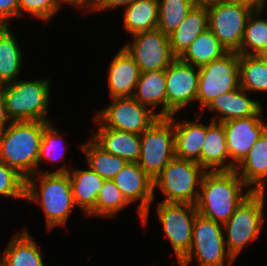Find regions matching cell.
<instances>
[{"label": "cell", "instance_id": "4", "mask_svg": "<svg viewBox=\"0 0 267 266\" xmlns=\"http://www.w3.org/2000/svg\"><path fill=\"white\" fill-rule=\"evenodd\" d=\"M49 79L16 80L3 85L7 114L11 121H44L47 118L50 101Z\"/></svg>", "mask_w": 267, "mask_h": 266}, {"label": "cell", "instance_id": "33", "mask_svg": "<svg viewBox=\"0 0 267 266\" xmlns=\"http://www.w3.org/2000/svg\"><path fill=\"white\" fill-rule=\"evenodd\" d=\"M158 27L165 35H170L184 21L196 5L191 0H158Z\"/></svg>", "mask_w": 267, "mask_h": 266}, {"label": "cell", "instance_id": "39", "mask_svg": "<svg viewBox=\"0 0 267 266\" xmlns=\"http://www.w3.org/2000/svg\"><path fill=\"white\" fill-rule=\"evenodd\" d=\"M136 0H98V2L90 9L91 11H106L116 7H127Z\"/></svg>", "mask_w": 267, "mask_h": 266}, {"label": "cell", "instance_id": "3", "mask_svg": "<svg viewBox=\"0 0 267 266\" xmlns=\"http://www.w3.org/2000/svg\"><path fill=\"white\" fill-rule=\"evenodd\" d=\"M68 171L64 166L54 172L45 171L44 174L38 171L39 174L26 179L25 200L41 204L49 230L57 225H66L71 210L76 207ZM37 175L40 178L38 183L34 179Z\"/></svg>", "mask_w": 267, "mask_h": 266}, {"label": "cell", "instance_id": "25", "mask_svg": "<svg viewBox=\"0 0 267 266\" xmlns=\"http://www.w3.org/2000/svg\"><path fill=\"white\" fill-rule=\"evenodd\" d=\"M207 28V5H195L180 26L169 35L173 55L179 58L197 36Z\"/></svg>", "mask_w": 267, "mask_h": 266}, {"label": "cell", "instance_id": "45", "mask_svg": "<svg viewBox=\"0 0 267 266\" xmlns=\"http://www.w3.org/2000/svg\"><path fill=\"white\" fill-rule=\"evenodd\" d=\"M266 2H267V0H262L261 1V4L265 6L266 5Z\"/></svg>", "mask_w": 267, "mask_h": 266}, {"label": "cell", "instance_id": "22", "mask_svg": "<svg viewBox=\"0 0 267 266\" xmlns=\"http://www.w3.org/2000/svg\"><path fill=\"white\" fill-rule=\"evenodd\" d=\"M175 123V157L196 162L200 165L202 144L206 137V125L196 121L175 122L173 115L169 117Z\"/></svg>", "mask_w": 267, "mask_h": 266}, {"label": "cell", "instance_id": "6", "mask_svg": "<svg viewBox=\"0 0 267 266\" xmlns=\"http://www.w3.org/2000/svg\"><path fill=\"white\" fill-rule=\"evenodd\" d=\"M223 224L197 213L193 225L192 245L189 252L179 261L180 266H187L193 258L198 266H231L234 258L225 245ZM194 256V257H193Z\"/></svg>", "mask_w": 267, "mask_h": 266}, {"label": "cell", "instance_id": "12", "mask_svg": "<svg viewBox=\"0 0 267 266\" xmlns=\"http://www.w3.org/2000/svg\"><path fill=\"white\" fill-rule=\"evenodd\" d=\"M157 214L179 262L190 250L196 206L186 203L158 204Z\"/></svg>", "mask_w": 267, "mask_h": 266}, {"label": "cell", "instance_id": "17", "mask_svg": "<svg viewBox=\"0 0 267 266\" xmlns=\"http://www.w3.org/2000/svg\"><path fill=\"white\" fill-rule=\"evenodd\" d=\"M110 64L108 73L110 96L132 97L141 73L138 65L123 47Z\"/></svg>", "mask_w": 267, "mask_h": 266}, {"label": "cell", "instance_id": "31", "mask_svg": "<svg viewBox=\"0 0 267 266\" xmlns=\"http://www.w3.org/2000/svg\"><path fill=\"white\" fill-rule=\"evenodd\" d=\"M264 7L260 4L250 14L237 51L239 54L260 55L267 49V20L260 19L259 16Z\"/></svg>", "mask_w": 267, "mask_h": 266}, {"label": "cell", "instance_id": "5", "mask_svg": "<svg viewBox=\"0 0 267 266\" xmlns=\"http://www.w3.org/2000/svg\"><path fill=\"white\" fill-rule=\"evenodd\" d=\"M198 163L179 158L172 159L155 177L154 189L160 188L166 196L163 202L194 204L197 202L204 174Z\"/></svg>", "mask_w": 267, "mask_h": 266}, {"label": "cell", "instance_id": "30", "mask_svg": "<svg viewBox=\"0 0 267 266\" xmlns=\"http://www.w3.org/2000/svg\"><path fill=\"white\" fill-rule=\"evenodd\" d=\"M81 150L87 157L88 167L98 173L104 180L113 179L128 163L127 160L105 151L92 138L81 145Z\"/></svg>", "mask_w": 267, "mask_h": 266}, {"label": "cell", "instance_id": "7", "mask_svg": "<svg viewBox=\"0 0 267 266\" xmlns=\"http://www.w3.org/2000/svg\"><path fill=\"white\" fill-rule=\"evenodd\" d=\"M265 191H252L236 208L230 219L223 224L227 231V250L235 259L244 246L256 240L263 225Z\"/></svg>", "mask_w": 267, "mask_h": 266}, {"label": "cell", "instance_id": "14", "mask_svg": "<svg viewBox=\"0 0 267 266\" xmlns=\"http://www.w3.org/2000/svg\"><path fill=\"white\" fill-rule=\"evenodd\" d=\"M167 117L196 101L199 84V67L182 62L179 58L165 69Z\"/></svg>", "mask_w": 267, "mask_h": 266}, {"label": "cell", "instance_id": "38", "mask_svg": "<svg viewBox=\"0 0 267 266\" xmlns=\"http://www.w3.org/2000/svg\"><path fill=\"white\" fill-rule=\"evenodd\" d=\"M19 17L18 0H0V26L9 25V19Z\"/></svg>", "mask_w": 267, "mask_h": 266}, {"label": "cell", "instance_id": "9", "mask_svg": "<svg viewBox=\"0 0 267 266\" xmlns=\"http://www.w3.org/2000/svg\"><path fill=\"white\" fill-rule=\"evenodd\" d=\"M259 5L213 0L207 4L208 28L228 52L240 49L248 18Z\"/></svg>", "mask_w": 267, "mask_h": 266}, {"label": "cell", "instance_id": "28", "mask_svg": "<svg viewBox=\"0 0 267 266\" xmlns=\"http://www.w3.org/2000/svg\"><path fill=\"white\" fill-rule=\"evenodd\" d=\"M9 25L0 26V85L16 81L21 65L22 52Z\"/></svg>", "mask_w": 267, "mask_h": 266}, {"label": "cell", "instance_id": "15", "mask_svg": "<svg viewBox=\"0 0 267 266\" xmlns=\"http://www.w3.org/2000/svg\"><path fill=\"white\" fill-rule=\"evenodd\" d=\"M262 109L251 117L233 119L223 122L227 150L231 159V170L245 158L255 142L267 129V123L260 118L263 116Z\"/></svg>", "mask_w": 267, "mask_h": 266}, {"label": "cell", "instance_id": "13", "mask_svg": "<svg viewBox=\"0 0 267 266\" xmlns=\"http://www.w3.org/2000/svg\"><path fill=\"white\" fill-rule=\"evenodd\" d=\"M135 40L123 48L133 58L141 73L166 69L176 58L170 48L169 36L156 29L132 35Z\"/></svg>", "mask_w": 267, "mask_h": 266}, {"label": "cell", "instance_id": "34", "mask_svg": "<svg viewBox=\"0 0 267 266\" xmlns=\"http://www.w3.org/2000/svg\"><path fill=\"white\" fill-rule=\"evenodd\" d=\"M130 204L112 179L104 180L95 204V216L115 217Z\"/></svg>", "mask_w": 267, "mask_h": 266}, {"label": "cell", "instance_id": "1", "mask_svg": "<svg viewBox=\"0 0 267 266\" xmlns=\"http://www.w3.org/2000/svg\"><path fill=\"white\" fill-rule=\"evenodd\" d=\"M239 177L236 170L207 171L202 179L197 202V212L216 222L224 224L234 214L236 208L253 191Z\"/></svg>", "mask_w": 267, "mask_h": 266}, {"label": "cell", "instance_id": "32", "mask_svg": "<svg viewBox=\"0 0 267 266\" xmlns=\"http://www.w3.org/2000/svg\"><path fill=\"white\" fill-rule=\"evenodd\" d=\"M240 87L248 91H267V62L260 55L239 54Z\"/></svg>", "mask_w": 267, "mask_h": 266}, {"label": "cell", "instance_id": "21", "mask_svg": "<svg viewBox=\"0 0 267 266\" xmlns=\"http://www.w3.org/2000/svg\"><path fill=\"white\" fill-rule=\"evenodd\" d=\"M228 159L230 158L224 126L222 123L214 122L211 119L209 125L206 126V137L201 148L200 166L206 171H231V163H224Z\"/></svg>", "mask_w": 267, "mask_h": 266}, {"label": "cell", "instance_id": "16", "mask_svg": "<svg viewBox=\"0 0 267 266\" xmlns=\"http://www.w3.org/2000/svg\"><path fill=\"white\" fill-rule=\"evenodd\" d=\"M112 180L129 203L140 199L137 211L146 224L155 195L154 180L136 162H128Z\"/></svg>", "mask_w": 267, "mask_h": 266}, {"label": "cell", "instance_id": "19", "mask_svg": "<svg viewBox=\"0 0 267 266\" xmlns=\"http://www.w3.org/2000/svg\"><path fill=\"white\" fill-rule=\"evenodd\" d=\"M94 121L99 127L91 138L100 147L128 162H138L141 149L139 134L104 127L95 118Z\"/></svg>", "mask_w": 267, "mask_h": 266}, {"label": "cell", "instance_id": "43", "mask_svg": "<svg viewBox=\"0 0 267 266\" xmlns=\"http://www.w3.org/2000/svg\"><path fill=\"white\" fill-rule=\"evenodd\" d=\"M196 5H207L211 0H191Z\"/></svg>", "mask_w": 267, "mask_h": 266}, {"label": "cell", "instance_id": "11", "mask_svg": "<svg viewBox=\"0 0 267 266\" xmlns=\"http://www.w3.org/2000/svg\"><path fill=\"white\" fill-rule=\"evenodd\" d=\"M98 115L96 121L104 127L132 132L141 135L159 117L146 106L141 105L133 97H117Z\"/></svg>", "mask_w": 267, "mask_h": 266}, {"label": "cell", "instance_id": "27", "mask_svg": "<svg viewBox=\"0 0 267 266\" xmlns=\"http://www.w3.org/2000/svg\"><path fill=\"white\" fill-rule=\"evenodd\" d=\"M228 50L220 43L214 33L207 28L189 45L179 59L195 67L222 58Z\"/></svg>", "mask_w": 267, "mask_h": 266}, {"label": "cell", "instance_id": "20", "mask_svg": "<svg viewBox=\"0 0 267 266\" xmlns=\"http://www.w3.org/2000/svg\"><path fill=\"white\" fill-rule=\"evenodd\" d=\"M238 167L241 171L238 170ZM235 170L251 190L265 191L264 179H267V129L255 142L245 158L236 166ZM253 185L254 187H252Z\"/></svg>", "mask_w": 267, "mask_h": 266}, {"label": "cell", "instance_id": "10", "mask_svg": "<svg viewBox=\"0 0 267 266\" xmlns=\"http://www.w3.org/2000/svg\"><path fill=\"white\" fill-rule=\"evenodd\" d=\"M239 86V53L228 52L222 58L199 67L196 102L200 103L201 111H206V107L217 96Z\"/></svg>", "mask_w": 267, "mask_h": 266}, {"label": "cell", "instance_id": "23", "mask_svg": "<svg viewBox=\"0 0 267 266\" xmlns=\"http://www.w3.org/2000/svg\"><path fill=\"white\" fill-rule=\"evenodd\" d=\"M141 105L152 111L154 107L163 104L157 113L158 117H167V95L165 69H154L149 72L140 73L134 94L132 96Z\"/></svg>", "mask_w": 267, "mask_h": 266}, {"label": "cell", "instance_id": "41", "mask_svg": "<svg viewBox=\"0 0 267 266\" xmlns=\"http://www.w3.org/2000/svg\"><path fill=\"white\" fill-rule=\"evenodd\" d=\"M97 2L98 0H65L66 5H75L82 9L87 7L91 9Z\"/></svg>", "mask_w": 267, "mask_h": 266}, {"label": "cell", "instance_id": "26", "mask_svg": "<svg viewBox=\"0 0 267 266\" xmlns=\"http://www.w3.org/2000/svg\"><path fill=\"white\" fill-rule=\"evenodd\" d=\"M1 259L0 266H44L38 247L27 230L13 237Z\"/></svg>", "mask_w": 267, "mask_h": 266}, {"label": "cell", "instance_id": "29", "mask_svg": "<svg viewBox=\"0 0 267 266\" xmlns=\"http://www.w3.org/2000/svg\"><path fill=\"white\" fill-rule=\"evenodd\" d=\"M124 9V28L129 34L135 35L157 29L158 0H136Z\"/></svg>", "mask_w": 267, "mask_h": 266}, {"label": "cell", "instance_id": "40", "mask_svg": "<svg viewBox=\"0 0 267 266\" xmlns=\"http://www.w3.org/2000/svg\"><path fill=\"white\" fill-rule=\"evenodd\" d=\"M6 122L10 123L11 120L6 111L3 86L0 85V133L5 129Z\"/></svg>", "mask_w": 267, "mask_h": 266}, {"label": "cell", "instance_id": "24", "mask_svg": "<svg viewBox=\"0 0 267 266\" xmlns=\"http://www.w3.org/2000/svg\"><path fill=\"white\" fill-rule=\"evenodd\" d=\"M76 206L88 216H95V204L104 179L90 167L68 171Z\"/></svg>", "mask_w": 267, "mask_h": 266}, {"label": "cell", "instance_id": "2", "mask_svg": "<svg viewBox=\"0 0 267 266\" xmlns=\"http://www.w3.org/2000/svg\"><path fill=\"white\" fill-rule=\"evenodd\" d=\"M50 122L11 121L0 133V160L22 177L38 173V158L43 129Z\"/></svg>", "mask_w": 267, "mask_h": 266}, {"label": "cell", "instance_id": "35", "mask_svg": "<svg viewBox=\"0 0 267 266\" xmlns=\"http://www.w3.org/2000/svg\"><path fill=\"white\" fill-rule=\"evenodd\" d=\"M26 179L0 160V195L25 199Z\"/></svg>", "mask_w": 267, "mask_h": 266}, {"label": "cell", "instance_id": "44", "mask_svg": "<svg viewBox=\"0 0 267 266\" xmlns=\"http://www.w3.org/2000/svg\"><path fill=\"white\" fill-rule=\"evenodd\" d=\"M260 56L267 62V49Z\"/></svg>", "mask_w": 267, "mask_h": 266}, {"label": "cell", "instance_id": "42", "mask_svg": "<svg viewBox=\"0 0 267 266\" xmlns=\"http://www.w3.org/2000/svg\"><path fill=\"white\" fill-rule=\"evenodd\" d=\"M220 2H234V3H242V4H261V0H213Z\"/></svg>", "mask_w": 267, "mask_h": 266}, {"label": "cell", "instance_id": "8", "mask_svg": "<svg viewBox=\"0 0 267 266\" xmlns=\"http://www.w3.org/2000/svg\"><path fill=\"white\" fill-rule=\"evenodd\" d=\"M138 165L154 180L175 158V123L169 117H159L140 135Z\"/></svg>", "mask_w": 267, "mask_h": 266}, {"label": "cell", "instance_id": "37", "mask_svg": "<svg viewBox=\"0 0 267 266\" xmlns=\"http://www.w3.org/2000/svg\"><path fill=\"white\" fill-rule=\"evenodd\" d=\"M53 122L49 123L44 129H43V135L42 140L40 142V152H39V158H38V164L42 161L43 158H46L51 163H55L56 160L60 158V156H56L55 152L59 151L58 149L61 148L62 151L64 150L61 145L63 146V142H59V139L63 138L61 135H59L58 130L53 127ZM60 145V146H59ZM58 148V149H57ZM59 153V152H58ZM57 154V152H56ZM62 156V155H61Z\"/></svg>", "mask_w": 267, "mask_h": 266}, {"label": "cell", "instance_id": "18", "mask_svg": "<svg viewBox=\"0 0 267 266\" xmlns=\"http://www.w3.org/2000/svg\"><path fill=\"white\" fill-rule=\"evenodd\" d=\"M246 90L240 86L228 93L217 96L206 107L209 111H216L220 115L219 121L217 117H213L214 122H227L233 119L247 118L256 115L262 108L261 103L250 99Z\"/></svg>", "mask_w": 267, "mask_h": 266}, {"label": "cell", "instance_id": "36", "mask_svg": "<svg viewBox=\"0 0 267 266\" xmlns=\"http://www.w3.org/2000/svg\"><path fill=\"white\" fill-rule=\"evenodd\" d=\"M65 0H18L19 16L23 11L47 21L59 11Z\"/></svg>", "mask_w": 267, "mask_h": 266}]
</instances>
